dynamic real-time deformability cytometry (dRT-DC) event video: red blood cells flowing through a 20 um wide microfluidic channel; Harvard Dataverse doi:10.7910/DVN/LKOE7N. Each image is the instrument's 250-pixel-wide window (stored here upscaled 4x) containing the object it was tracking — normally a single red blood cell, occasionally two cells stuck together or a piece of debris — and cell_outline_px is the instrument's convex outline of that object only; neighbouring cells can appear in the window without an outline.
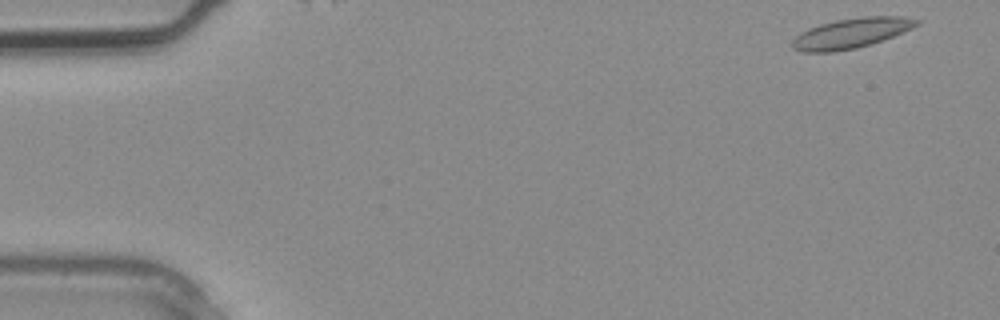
{"species": "common noctule bat (a hibernating species)", "species_latin": "Nyctalus noctula", "temperature_condition": "warm", "stored_images_in_passage": 3, "segment_of_instrument_passage": [2, 2], "camera_frame_rate_fps": 3000, "um_per_image_px": 0.085, "animal": {"sex": "male", "body_mass_g": 20.4}, "frame": {"image": 1, "passage_image": 3, "time_ms": 0.667, "image_size_px": [1000, 320], "cell_outline_px": [[920, 24], [912, 28], [892, 36], [856, 48], [832, 52], [800, 52], [792, 48], [792, 40], [800, 32], [808, 28], [820, 24], [836, 20], [864, 16], [904, 16], [920, 20]], "centroid_in_image_um": [72.32, 2.81], "position_along_channel_um": 12.7, "area_um2": 21.68}}